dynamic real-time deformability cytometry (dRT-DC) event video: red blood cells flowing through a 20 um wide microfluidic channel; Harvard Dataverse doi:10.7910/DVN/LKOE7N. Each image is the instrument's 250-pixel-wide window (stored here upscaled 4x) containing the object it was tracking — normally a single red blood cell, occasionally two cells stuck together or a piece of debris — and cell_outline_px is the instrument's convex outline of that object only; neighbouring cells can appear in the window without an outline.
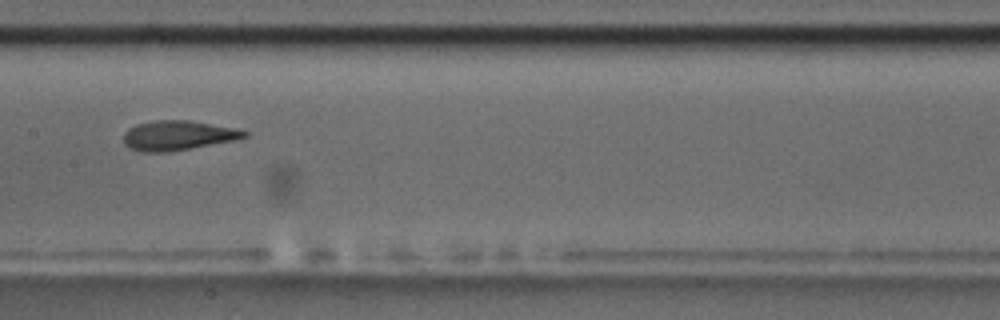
{"species": "common noctule bat (a hibernating species)", "species_latin": "Nyctalus noctula", "temperature_condition": "room temperature", "stored_images_in_passage": 9, "camera_frame_rate_fps": 3000, "um_per_image_px": 0.085, "animal": {"sex": "male", "body_mass_g": 17.5, "forearm_length_mm": 52.3}, "frame": {"image": 1, "passage_image": 8, "time_ms": 8.667, "image_size_px": [1000, 320], "cell_outline_px": [[248, 136], [236, 140], [192, 148], [168, 152], [140, 152], [128, 148], [124, 144], [124, 132], [128, 128], [136, 124], [156, 120], [188, 120], [232, 128], [248, 132]], "centroid_in_image_um": [15.07, 11.52], "position_along_channel_um": 192.3, "area_um2": 20.87}}
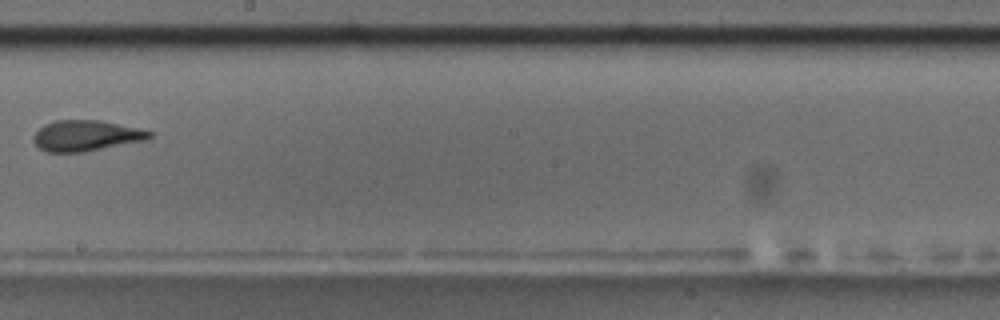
{"frame": {"image": 2, "passage_image": 9, "time_ms": 10.0, "image_size_px": [1000, 320], "cell_outline_px": [[152, 136], [144, 140], [84, 152], [44, 152], [32, 140], [32, 136], [44, 124], [56, 120], [100, 120], [140, 128], [152, 132]], "centroid_in_image_um": [7.28, 11.53], "position_along_channel_um": 240.9, "area_um2": 20.75}}